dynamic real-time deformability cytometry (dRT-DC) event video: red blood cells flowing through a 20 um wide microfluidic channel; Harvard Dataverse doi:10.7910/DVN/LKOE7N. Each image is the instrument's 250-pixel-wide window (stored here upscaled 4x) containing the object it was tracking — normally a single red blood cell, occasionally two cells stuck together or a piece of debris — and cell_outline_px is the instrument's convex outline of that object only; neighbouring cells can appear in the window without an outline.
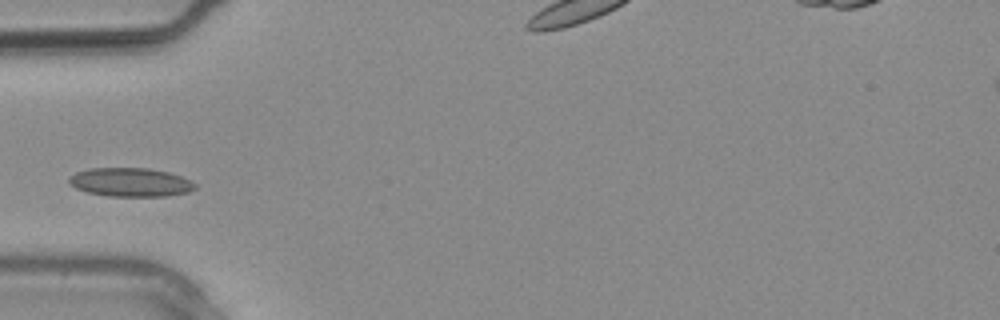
{"species": "common noctule bat (a hibernating species)", "species_latin": "Nyctalus noctula", "temperature_condition": "warm", "stored_images_in_passage": 2, "camera_frame_rate_fps": 3000, "um_per_image_px": 0.085, "animal": {"sex": "male", "body_mass_g": 20.4}, "frame": {"image": 1, "passage_image": 1, "time_ms": 0.0, "image_size_px": [1000, 320], "cell_outline_px": [[196, 188], [188, 192], [164, 196], [108, 196], [88, 192], [76, 188], [68, 184], [68, 176], [76, 172], [88, 168], [148, 168], [168, 172], [180, 176], [196, 184]], "centroid_in_image_um": [11.04, 15.48], "position_along_channel_um": 74.0, "area_um2": 21.1}}